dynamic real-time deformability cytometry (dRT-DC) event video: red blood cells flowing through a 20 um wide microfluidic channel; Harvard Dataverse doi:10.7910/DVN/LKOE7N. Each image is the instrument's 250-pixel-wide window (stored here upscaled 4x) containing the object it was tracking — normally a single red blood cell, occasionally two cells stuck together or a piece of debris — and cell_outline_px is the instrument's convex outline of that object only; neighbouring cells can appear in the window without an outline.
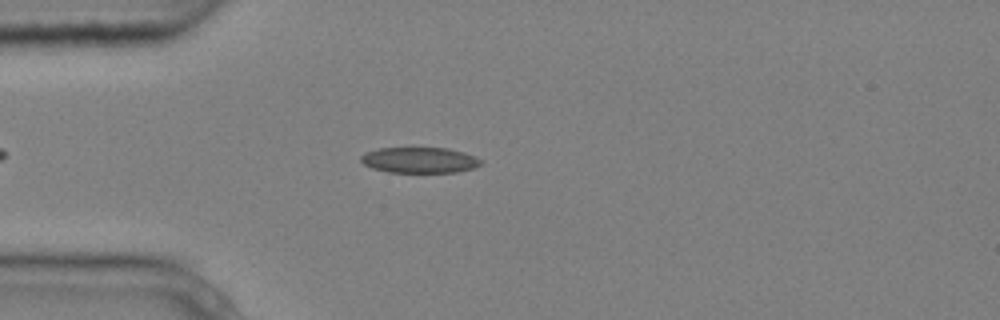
{"species": "common noctule bat (a hibernating species)", "species_latin": "Nyctalus noctula", "temperature_condition": "cold", "stored_images_in_passage": 3, "camera_frame_rate_fps": 3000, "um_per_image_px": 0.085, "animal": {"sex": "male", "body_mass_g": 20.4}, "frame": {"image": 1, "passage_image": 2, "time_ms": 0.333, "image_size_px": [1000, 320], "cell_outline_px": [[480, 164], [472, 168], [456, 172], [388, 172], [372, 168], [364, 164], [360, 160], [360, 156], [364, 152], [380, 148], [448, 148], [464, 152], [476, 156], [480, 160]], "centroid_in_image_um": [35.63, 13.6], "position_along_channel_um": 49.4, "area_um2": 17.92}}